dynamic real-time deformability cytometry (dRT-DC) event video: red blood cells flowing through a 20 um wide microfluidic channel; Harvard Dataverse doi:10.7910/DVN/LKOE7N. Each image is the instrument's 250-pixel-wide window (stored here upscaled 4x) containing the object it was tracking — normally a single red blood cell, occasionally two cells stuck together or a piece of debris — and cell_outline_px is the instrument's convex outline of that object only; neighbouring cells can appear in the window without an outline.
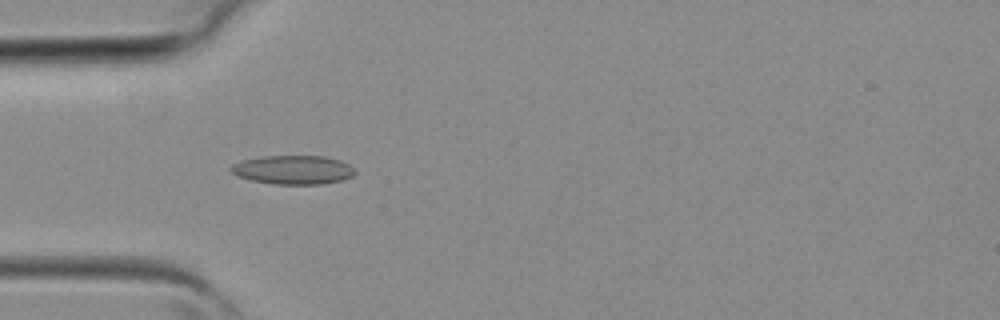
{"species": "common noctule bat (a hibernating species)", "species_latin": "Nyctalus noctula", "temperature_condition": "room temperature", "stored_images_in_passage": 5, "camera_frame_rate_fps": 3000, "um_per_image_px": 0.085, "animal": {"sex": "female", "body_mass_g": 19.3, "forearm_length_mm": 54.1}, "frame": {"image": 1, "passage_image": 4, "time_ms": 1.0, "image_size_px": [1000, 320], "cell_outline_px": [[356, 172], [352, 176], [344, 180], [320, 184], [276, 184], [252, 180], [240, 176], [232, 172], [228, 168], [232, 164], [240, 160], [264, 156], [324, 156], [340, 160], [356, 168]], "centroid_in_image_um": [24.94, 14.42], "position_along_channel_um": 60.1, "area_um2": 20.92}}
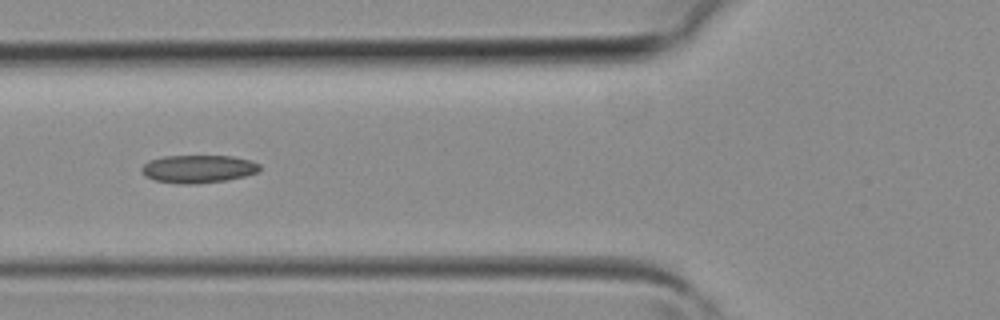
{"frame": {"image": 2, "passage_image": 5, "time_ms": 1.333, "image_size_px": [1000, 320], "cell_outline_px": [[260, 172], [228, 180], [196, 184], [184, 184], [156, 180], [144, 176], [140, 172], [140, 168], [148, 160], [164, 156], [232, 156], [252, 160], [260, 164]], "centroid_in_image_um": [16.86, 14.35], "position_along_channel_um": 108.9, "area_um2": 19.42}}